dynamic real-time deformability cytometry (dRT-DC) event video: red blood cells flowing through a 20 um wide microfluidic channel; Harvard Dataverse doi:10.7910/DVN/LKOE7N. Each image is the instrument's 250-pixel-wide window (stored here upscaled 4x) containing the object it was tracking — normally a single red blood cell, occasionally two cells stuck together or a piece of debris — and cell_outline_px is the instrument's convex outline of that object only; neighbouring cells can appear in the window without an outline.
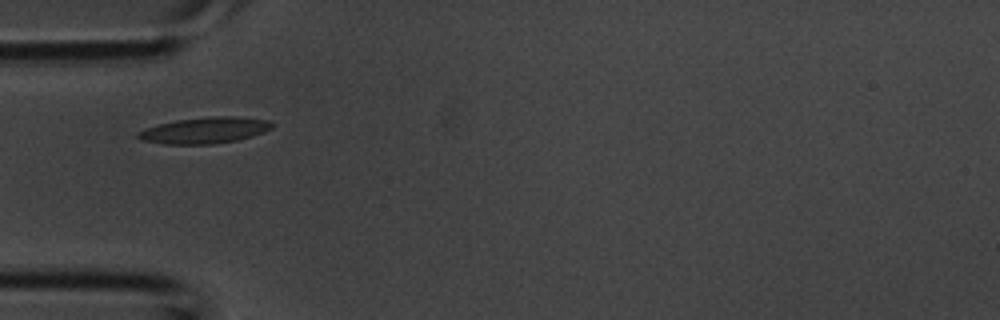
{"species": "common noctule bat (a hibernating species)", "species_latin": "Nyctalus noctula", "temperature_condition": "room temperature", "stored_images_in_passage": 3, "camera_frame_rate_fps": 3000, "um_per_image_px": 0.085, "animal": {"sex": "male", "body_mass_g": 20.1, "forearm_length_mm": 53.5}, "frame": {"image": 1, "passage_image": 3, "time_ms": 0.667, "image_size_px": [1000, 320], "cell_outline_px": [[272, 128], [264, 132], [252, 136], [236, 140], [212, 144], [164, 144], [144, 140], [136, 136], [136, 132], [160, 124], [176, 120], [208, 116], [232, 116], [268, 120], [272, 124]], "centroid_in_image_um": [17.41, 11.07], "position_along_channel_um": 67.6, "area_um2": 20.23}}